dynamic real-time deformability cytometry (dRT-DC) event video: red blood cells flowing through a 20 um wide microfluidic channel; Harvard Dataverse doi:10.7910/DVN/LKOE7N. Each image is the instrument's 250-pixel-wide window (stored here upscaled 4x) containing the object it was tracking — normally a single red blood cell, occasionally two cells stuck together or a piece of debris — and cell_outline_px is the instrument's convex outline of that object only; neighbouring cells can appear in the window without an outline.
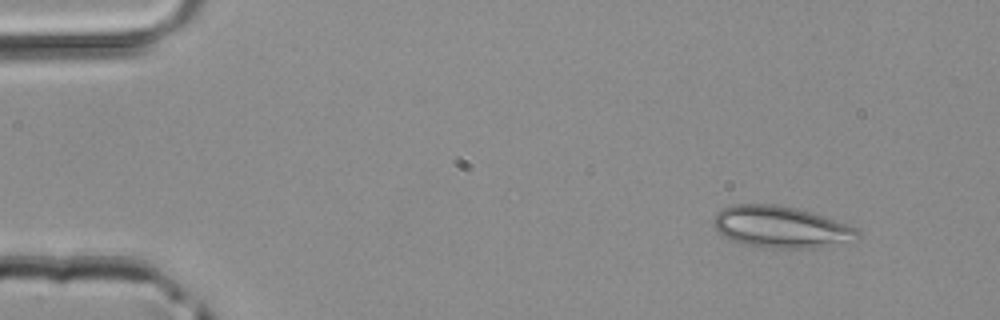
{"species": "common noctule bat (a hibernating species)", "species_latin": "Nyctalus noctula", "temperature_condition": "room temperature", "stored_images_in_passage": 4, "camera_frame_rate_fps": 3000, "um_per_image_px": 0.085, "animal": {"sex": "male", "body_mass_g": 20.4}, "frame": {"image": 1, "passage_image": 1, "time_ms": 0.0, "image_size_px": [1000, 320], "cell_outline_px": [[860, 236], [816, 248], [772, 248], [748, 244], [732, 240], [724, 236], [712, 224], [712, 220], [716, 212], [720, 208], [732, 204], [772, 204], [796, 208], [824, 216], [848, 224], [856, 228], [860, 232]], "centroid_in_image_um": [66.31, 19.27], "position_along_channel_um": 18.7, "area_um2": 34.51}}
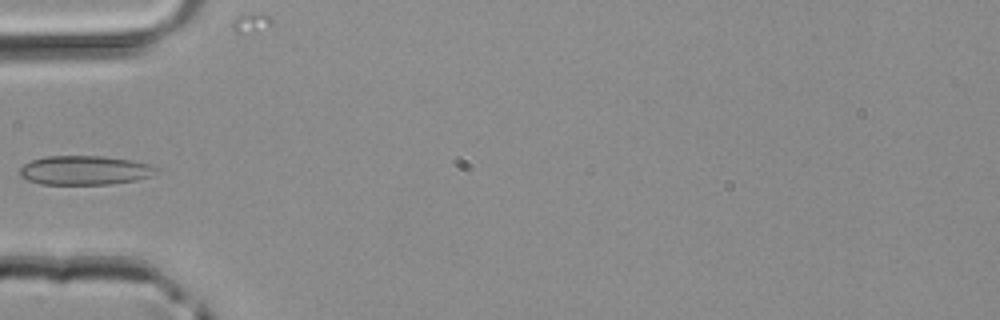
{"frame": {"image": 2, "passage_image": 4, "time_ms": 1.0, "image_size_px": [1000, 320], "cell_outline_px": [[164, 168], [152, 176], [136, 180], [108, 184], [40, 184], [28, 180], [20, 176], [20, 168], [24, 164], [32, 160], [44, 156], [104, 156], [132, 160], [152, 164]], "centroid_in_image_um": [7.29, 14.46], "position_along_channel_um": 77.7, "area_um2": 23.52}}